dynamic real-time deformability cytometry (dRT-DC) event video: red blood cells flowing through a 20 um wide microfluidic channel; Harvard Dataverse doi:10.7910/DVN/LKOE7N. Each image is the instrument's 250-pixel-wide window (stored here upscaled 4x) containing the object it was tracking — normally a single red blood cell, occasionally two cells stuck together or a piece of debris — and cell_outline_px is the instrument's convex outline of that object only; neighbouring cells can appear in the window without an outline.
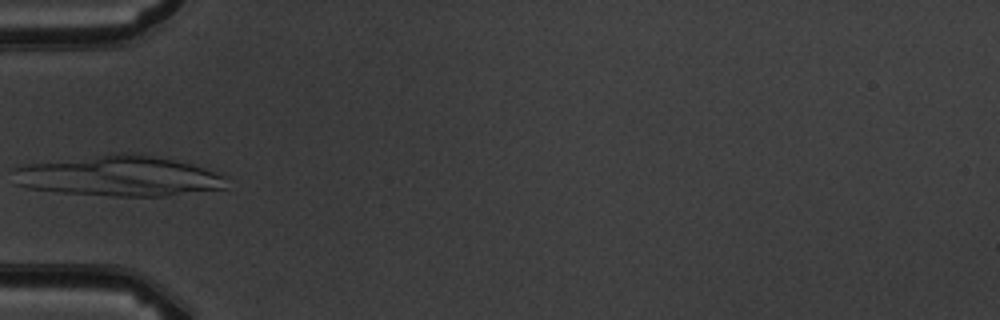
{"species": "common noctule bat (a hibernating species)", "species_latin": "Nyctalus noctula", "temperature_condition": "warm", "stored_images_in_passage": 4, "camera_frame_rate_fps": 3000, "um_per_image_px": 0.085, "animal": {"sex": "male", "body_mass_g": 19.5, "forearm_length_mm": 54.6}, "frame": {"image": 1, "passage_image": 4, "time_ms": 4.0, "image_size_px": [1000, 320], "cell_outline_px": [[228, 176], [224, 188], [168, 196], [116, 196], [60, 192], [28, 188], [16, 184], [12, 172], [12, 168], [28, 164], [108, 152], [132, 152], [192, 164]], "centroid_in_image_um": [10.07, 14.94], "position_along_channel_um": 74.9, "area_um2": 50.69}}